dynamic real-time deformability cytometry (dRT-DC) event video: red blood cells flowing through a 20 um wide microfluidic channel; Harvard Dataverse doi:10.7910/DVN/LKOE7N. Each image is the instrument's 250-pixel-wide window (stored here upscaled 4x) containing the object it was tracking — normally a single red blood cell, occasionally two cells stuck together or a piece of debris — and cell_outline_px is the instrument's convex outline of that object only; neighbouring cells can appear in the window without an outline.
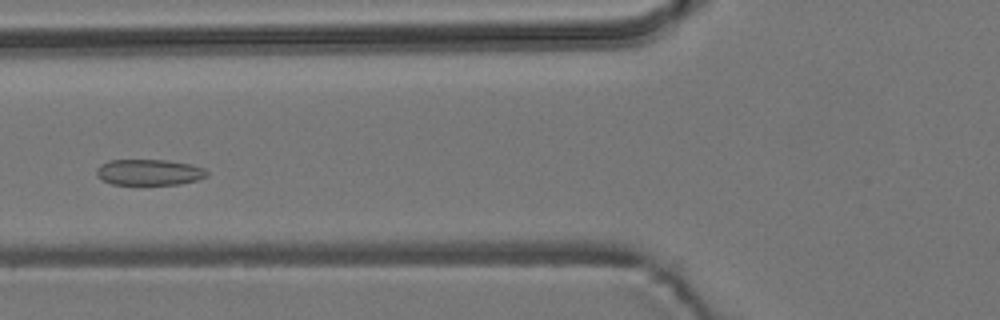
{"species": "common noctule bat (a hibernating species)", "species_latin": "Nyctalus noctula", "temperature_condition": "room temperature", "stored_images_in_passage": 4, "camera_frame_rate_fps": 3000, "um_per_image_px": 0.085, "animal": {"sex": "male", "body_mass_g": 19.2, "forearm_length_mm": 51.8}, "frame": {"image": 1, "passage_image": 4, "time_ms": 5.0, "image_size_px": [1000, 320], "cell_outline_px": [[208, 176], [196, 180], [180, 184], [112, 184], [96, 176], [96, 168], [100, 164], [108, 160], [168, 160], [192, 164], [204, 168], [208, 172]], "centroid_in_image_um": [12.68, 14.63], "position_along_channel_um": 113.1, "area_um2": 16.76}}